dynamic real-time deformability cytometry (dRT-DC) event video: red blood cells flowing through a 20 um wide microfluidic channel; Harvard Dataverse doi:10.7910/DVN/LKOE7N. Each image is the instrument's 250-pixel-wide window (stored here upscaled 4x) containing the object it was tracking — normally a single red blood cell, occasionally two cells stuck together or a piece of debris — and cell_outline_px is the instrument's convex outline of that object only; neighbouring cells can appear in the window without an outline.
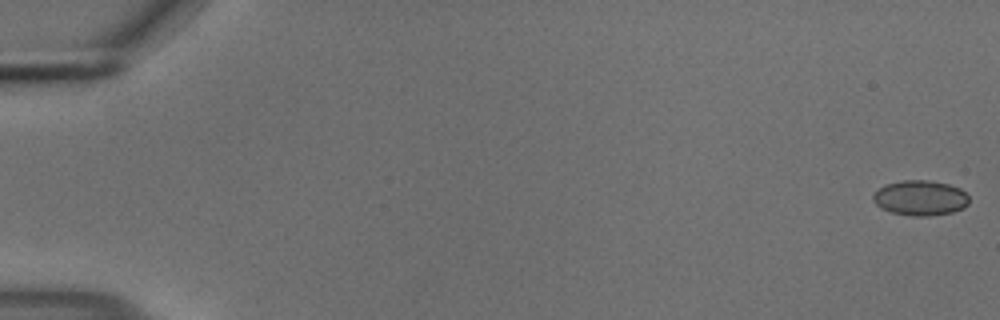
{"species": "common noctule bat (a hibernating species)", "species_latin": "Nyctalus noctula", "temperature_condition": "cold", "stored_images_in_passage": 56, "camera_frame_rate_fps": 3000, "um_per_image_px": 0.085, "animal": {"sex": "male", "body_mass_g": 18.8}, "frame": {"image": 1, "passage_image": 1, "time_ms": 0.0, "image_size_px": [1000, 320], "cell_outline_px": [[968, 204], [964, 208], [952, 212], [928, 216], [912, 216], [892, 212], [880, 208], [872, 200], [872, 196], [884, 184], [904, 180], [928, 180], [948, 184], [960, 188], [968, 196]], "centroid_in_image_um": [78.22, 16.82], "position_along_channel_um": 6.8, "area_um2": 19.65}}
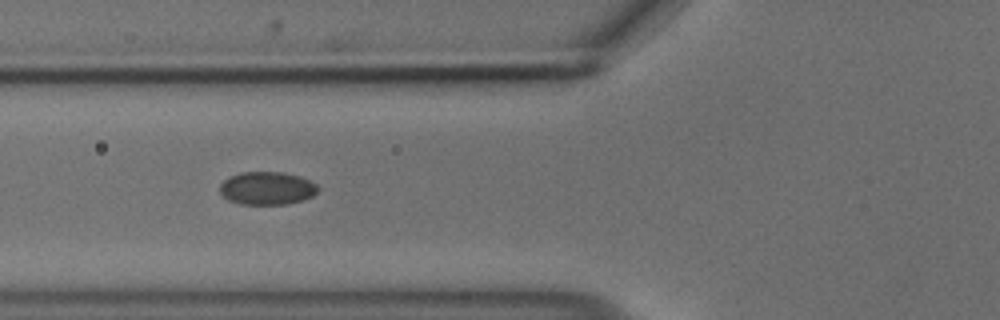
{"frame": {"image": 2, "passage_image": 22, "time_ms": 7.0, "image_size_px": [1000, 320], "cell_outline_px": [[316, 192], [312, 196], [304, 200], [288, 204], [240, 204], [228, 200], [220, 192], [220, 184], [228, 176], [240, 172], [280, 172], [300, 176], [316, 184]], "centroid_in_image_um": [22.66, 16.0], "position_along_channel_um": 103.1, "area_um2": 18.84}}
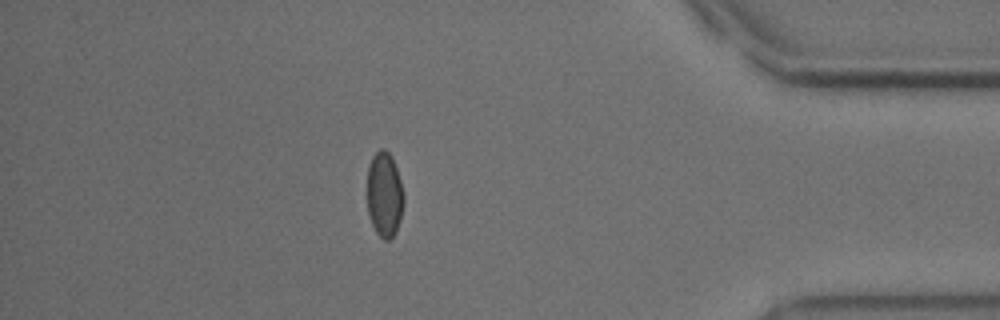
{"frame": {"image": 3, "passage_image": 49, "time_ms": 16.0, "image_size_px": [1000, 320], "cell_outline_px": [[404, 204], [400, 220], [396, 232], [388, 240], [384, 240], [376, 232], [372, 224], [368, 212], [368, 164], [372, 156], [380, 148], [384, 148], [392, 156], [404, 192]], "centroid_in_image_um": [32.69, 16.52], "position_along_channel_um": 402.5, "area_um2": 18.21}, "authors_computed_cell_mechanics": {"area_um2": 18.8717, "velocity_mm_per_s": 3.696, "shape_relaxation_time_tau1_ms": null, "shape_relaxation_time_tau2_ms": 2.3862, "deformation_change_tau1": null, "deformation_change_tau2": 0.0395}}